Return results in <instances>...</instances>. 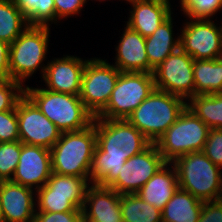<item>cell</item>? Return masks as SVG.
<instances>
[{
  "mask_svg": "<svg viewBox=\"0 0 222 222\" xmlns=\"http://www.w3.org/2000/svg\"><path fill=\"white\" fill-rule=\"evenodd\" d=\"M194 59L181 48L154 69L155 89L186 99L194 96Z\"/></svg>",
  "mask_w": 222,
  "mask_h": 222,
  "instance_id": "cell-10",
  "label": "cell"
},
{
  "mask_svg": "<svg viewBox=\"0 0 222 222\" xmlns=\"http://www.w3.org/2000/svg\"><path fill=\"white\" fill-rule=\"evenodd\" d=\"M28 26L13 0H0V40L11 44Z\"/></svg>",
  "mask_w": 222,
  "mask_h": 222,
  "instance_id": "cell-26",
  "label": "cell"
},
{
  "mask_svg": "<svg viewBox=\"0 0 222 222\" xmlns=\"http://www.w3.org/2000/svg\"><path fill=\"white\" fill-rule=\"evenodd\" d=\"M36 191L9 181H0V207L4 222H34Z\"/></svg>",
  "mask_w": 222,
  "mask_h": 222,
  "instance_id": "cell-16",
  "label": "cell"
},
{
  "mask_svg": "<svg viewBox=\"0 0 222 222\" xmlns=\"http://www.w3.org/2000/svg\"><path fill=\"white\" fill-rule=\"evenodd\" d=\"M173 19L170 16L155 32L145 37L146 54L149 61V73L159 66L171 53L180 48V36L174 39Z\"/></svg>",
  "mask_w": 222,
  "mask_h": 222,
  "instance_id": "cell-21",
  "label": "cell"
},
{
  "mask_svg": "<svg viewBox=\"0 0 222 222\" xmlns=\"http://www.w3.org/2000/svg\"><path fill=\"white\" fill-rule=\"evenodd\" d=\"M29 26L49 27L57 23L54 0H13Z\"/></svg>",
  "mask_w": 222,
  "mask_h": 222,
  "instance_id": "cell-27",
  "label": "cell"
},
{
  "mask_svg": "<svg viewBox=\"0 0 222 222\" xmlns=\"http://www.w3.org/2000/svg\"><path fill=\"white\" fill-rule=\"evenodd\" d=\"M89 183L90 177L61 175L52 172L45 186L52 191V194L73 195L83 205Z\"/></svg>",
  "mask_w": 222,
  "mask_h": 222,
  "instance_id": "cell-29",
  "label": "cell"
},
{
  "mask_svg": "<svg viewBox=\"0 0 222 222\" xmlns=\"http://www.w3.org/2000/svg\"><path fill=\"white\" fill-rule=\"evenodd\" d=\"M194 96L222 93V66L216 59L194 60Z\"/></svg>",
  "mask_w": 222,
  "mask_h": 222,
  "instance_id": "cell-23",
  "label": "cell"
},
{
  "mask_svg": "<svg viewBox=\"0 0 222 222\" xmlns=\"http://www.w3.org/2000/svg\"><path fill=\"white\" fill-rule=\"evenodd\" d=\"M54 3L57 20L80 14L82 7L85 6L84 0H54Z\"/></svg>",
  "mask_w": 222,
  "mask_h": 222,
  "instance_id": "cell-36",
  "label": "cell"
},
{
  "mask_svg": "<svg viewBox=\"0 0 222 222\" xmlns=\"http://www.w3.org/2000/svg\"><path fill=\"white\" fill-rule=\"evenodd\" d=\"M216 60L220 63V65L222 66V51L219 53V55L217 56Z\"/></svg>",
  "mask_w": 222,
  "mask_h": 222,
  "instance_id": "cell-39",
  "label": "cell"
},
{
  "mask_svg": "<svg viewBox=\"0 0 222 222\" xmlns=\"http://www.w3.org/2000/svg\"><path fill=\"white\" fill-rule=\"evenodd\" d=\"M198 222H222V200L204 201Z\"/></svg>",
  "mask_w": 222,
  "mask_h": 222,
  "instance_id": "cell-37",
  "label": "cell"
},
{
  "mask_svg": "<svg viewBox=\"0 0 222 222\" xmlns=\"http://www.w3.org/2000/svg\"><path fill=\"white\" fill-rule=\"evenodd\" d=\"M95 131L90 183L100 186H109L125 161L152 143L127 119L95 118Z\"/></svg>",
  "mask_w": 222,
  "mask_h": 222,
  "instance_id": "cell-1",
  "label": "cell"
},
{
  "mask_svg": "<svg viewBox=\"0 0 222 222\" xmlns=\"http://www.w3.org/2000/svg\"><path fill=\"white\" fill-rule=\"evenodd\" d=\"M220 200H222V171H221V195H220Z\"/></svg>",
  "mask_w": 222,
  "mask_h": 222,
  "instance_id": "cell-40",
  "label": "cell"
},
{
  "mask_svg": "<svg viewBox=\"0 0 222 222\" xmlns=\"http://www.w3.org/2000/svg\"><path fill=\"white\" fill-rule=\"evenodd\" d=\"M19 141L16 109L0 112V143Z\"/></svg>",
  "mask_w": 222,
  "mask_h": 222,
  "instance_id": "cell-33",
  "label": "cell"
},
{
  "mask_svg": "<svg viewBox=\"0 0 222 222\" xmlns=\"http://www.w3.org/2000/svg\"><path fill=\"white\" fill-rule=\"evenodd\" d=\"M121 71L100 58H90L84 67L79 97L96 117L107 105Z\"/></svg>",
  "mask_w": 222,
  "mask_h": 222,
  "instance_id": "cell-9",
  "label": "cell"
},
{
  "mask_svg": "<svg viewBox=\"0 0 222 222\" xmlns=\"http://www.w3.org/2000/svg\"><path fill=\"white\" fill-rule=\"evenodd\" d=\"M95 118L80 131L62 132L50 149L53 173L77 177H90L96 147Z\"/></svg>",
  "mask_w": 222,
  "mask_h": 222,
  "instance_id": "cell-2",
  "label": "cell"
},
{
  "mask_svg": "<svg viewBox=\"0 0 222 222\" xmlns=\"http://www.w3.org/2000/svg\"><path fill=\"white\" fill-rule=\"evenodd\" d=\"M170 166V167H169ZM179 188L177 171L172 163L161 167L136 193L145 202L162 210Z\"/></svg>",
  "mask_w": 222,
  "mask_h": 222,
  "instance_id": "cell-20",
  "label": "cell"
},
{
  "mask_svg": "<svg viewBox=\"0 0 222 222\" xmlns=\"http://www.w3.org/2000/svg\"><path fill=\"white\" fill-rule=\"evenodd\" d=\"M176 168L179 188L201 201L220 200L221 171L202 151L177 157Z\"/></svg>",
  "mask_w": 222,
  "mask_h": 222,
  "instance_id": "cell-5",
  "label": "cell"
},
{
  "mask_svg": "<svg viewBox=\"0 0 222 222\" xmlns=\"http://www.w3.org/2000/svg\"><path fill=\"white\" fill-rule=\"evenodd\" d=\"M23 86L10 78H0V112L16 109L18 101L25 95Z\"/></svg>",
  "mask_w": 222,
  "mask_h": 222,
  "instance_id": "cell-32",
  "label": "cell"
},
{
  "mask_svg": "<svg viewBox=\"0 0 222 222\" xmlns=\"http://www.w3.org/2000/svg\"><path fill=\"white\" fill-rule=\"evenodd\" d=\"M187 101L186 107L210 129H222V93L196 95Z\"/></svg>",
  "mask_w": 222,
  "mask_h": 222,
  "instance_id": "cell-24",
  "label": "cell"
},
{
  "mask_svg": "<svg viewBox=\"0 0 222 222\" xmlns=\"http://www.w3.org/2000/svg\"><path fill=\"white\" fill-rule=\"evenodd\" d=\"M120 198L108 186L90 184L82 207L83 222H123Z\"/></svg>",
  "mask_w": 222,
  "mask_h": 222,
  "instance_id": "cell-17",
  "label": "cell"
},
{
  "mask_svg": "<svg viewBox=\"0 0 222 222\" xmlns=\"http://www.w3.org/2000/svg\"><path fill=\"white\" fill-rule=\"evenodd\" d=\"M22 151V142L0 143V181L12 180L19 163Z\"/></svg>",
  "mask_w": 222,
  "mask_h": 222,
  "instance_id": "cell-30",
  "label": "cell"
},
{
  "mask_svg": "<svg viewBox=\"0 0 222 222\" xmlns=\"http://www.w3.org/2000/svg\"><path fill=\"white\" fill-rule=\"evenodd\" d=\"M114 66L121 72H147L149 61L146 54L145 37L126 25L117 47Z\"/></svg>",
  "mask_w": 222,
  "mask_h": 222,
  "instance_id": "cell-19",
  "label": "cell"
},
{
  "mask_svg": "<svg viewBox=\"0 0 222 222\" xmlns=\"http://www.w3.org/2000/svg\"><path fill=\"white\" fill-rule=\"evenodd\" d=\"M186 103L180 96L154 89L127 120L155 143L184 111Z\"/></svg>",
  "mask_w": 222,
  "mask_h": 222,
  "instance_id": "cell-4",
  "label": "cell"
},
{
  "mask_svg": "<svg viewBox=\"0 0 222 222\" xmlns=\"http://www.w3.org/2000/svg\"><path fill=\"white\" fill-rule=\"evenodd\" d=\"M10 44L0 40V78L9 77Z\"/></svg>",
  "mask_w": 222,
  "mask_h": 222,
  "instance_id": "cell-38",
  "label": "cell"
},
{
  "mask_svg": "<svg viewBox=\"0 0 222 222\" xmlns=\"http://www.w3.org/2000/svg\"><path fill=\"white\" fill-rule=\"evenodd\" d=\"M36 212L82 211L83 205L73 195L52 194L45 185L36 190Z\"/></svg>",
  "mask_w": 222,
  "mask_h": 222,
  "instance_id": "cell-28",
  "label": "cell"
},
{
  "mask_svg": "<svg viewBox=\"0 0 222 222\" xmlns=\"http://www.w3.org/2000/svg\"><path fill=\"white\" fill-rule=\"evenodd\" d=\"M154 89L152 73L121 72L106 107L94 118L127 119Z\"/></svg>",
  "mask_w": 222,
  "mask_h": 222,
  "instance_id": "cell-8",
  "label": "cell"
},
{
  "mask_svg": "<svg viewBox=\"0 0 222 222\" xmlns=\"http://www.w3.org/2000/svg\"><path fill=\"white\" fill-rule=\"evenodd\" d=\"M120 207L123 222H162L160 209L135 194H121Z\"/></svg>",
  "mask_w": 222,
  "mask_h": 222,
  "instance_id": "cell-25",
  "label": "cell"
},
{
  "mask_svg": "<svg viewBox=\"0 0 222 222\" xmlns=\"http://www.w3.org/2000/svg\"><path fill=\"white\" fill-rule=\"evenodd\" d=\"M34 222H83L82 211L36 212Z\"/></svg>",
  "mask_w": 222,
  "mask_h": 222,
  "instance_id": "cell-35",
  "label": "cell"
},
{
  "mask_svg": "<svg viewBox=\"0 0 222 222\" xmlns=\"http://www.w3.org/2000/svg\"><path fill=\"white\" fill-rule=\"evenodd\" d=\"M0 222H4V220H3V216H2L1 207H0Z\"/></svg>",
  "mask_w": 222,
  "mask_h": 222,
  "instance_id": "cell-41",
  "label": "cell"
},
{
  "mask_svg": "<svg viewBox=\"0 0 222 222\" xmlns=\"http://www.w3.org/2000/svg\"><path fill=\"white\" fill-rule=\"evenodd\" d=\"M170 0H133L127 26L143 37L152 35L171 14Z\"/></svg>",
  "mask_w": 222,
  "mask_h": 222,
  "instance_id": "cell-18",
  "label": "cell"
},
{
  "mask_svg": "<svg viewBox=\"0 0 222 222\" xmlns=\"http://www.w3.org/2000/svg\"><path fill=\"white\" fill-rule=\"evenodd\" d=\"M19 140L23 144L51 149L62 131L24 95L16 105Z\"/></svg>",
  "mask_w": 222,
  "mask_h": 222,
  "instance_id": "cell-13",
  "label": "cell"
},
{
  "mask_svg": "<svg viewBox=\"0 0 222 222\" xmlns=\"http://www.w3.org/2000/svg\"><path fill=\"white\" fill-rule=\"evenodd\" d=\"M49 27L28 26L20 36L10 44L9 77L23 83L41 68L42 76L46 66L49 44ZM42 63V64H41Z\"/></svg>",
  "mask_w": 222,
  "mask_h": 222,
  "instance_id": "cell-6",
  "label": "cell"
},
{
  "mask_svg": "<svg viewBox=\"0 0 222 222\" xmlns=\"http://www.w3.org/2000/svg\"><path fill=\"white\" fill-rule=\"evenodd\" d=\"M166 163L155 143H151L125 161L119 175L108 187L119 194H135Z\"/></svg>",
  "mask_w": 222,
  "mask_h": 222,
  "instance_id": "cell-12",
  "label": "cell"
},
{
  "mask_svg": "<svg viewBox=\"0 0 222 222\" xmlns=\"http://www.w3.org/2000/svg\"><path fill=\"white\" fill-rule=\"evenodd\" d=\"M25 95L62 132L80 131L93 123L94 116L86 109L79 95L26 86Z\"/></svg>",
  "mask_w": 222,
  "mask_h": 222,
  "instance_id": "cell-3",
  "label": "cell"
},
{
  "mask_svg": "<svg viewBox=\"0 0 222 222\" xmlns=\"http://www.w3.org/2000/svg\"><path fill=\"white\" fill-rule=\"evenodd\" d=\"M210 128L187 107L177 120L155 142L166 162L177 157L203 151Z\"/></svg>",
  "mask_w": 222,
  "mask_h": 222,
  "instance_id": "cell-7",
  "label": "cell"
},
{
  "mask_svg": "<svg viewBox=\"0 0 222 222\" xmlns=\"http://www.w3.org/2000/svg\"><path fill=\"white\" fill-rule=\"evenodd\" d=\"M180 4L181 11L189 18H212L222 10V0H180Z\"/></svg>",
  "mask_w": 222,
  "mask_h": 222,
  "instance_id": "cell-31",
  "label": "cell"
},
{
  "mask_svg": "<svg viewBox=\"0 0 222 222\" xmlns=\"http://www.w3.org/2000/svg\"><path fill=\"white\" fill-rule=\"evenodd\" d=\"M203 201L178 188L161 210L162 222H198Z\"/></svg>",
  "mask_w": 222,
  "mask_h": 222,
  "instance_id": "cell-22",
  "label": "cell"
},
{
  "mask_svg": "<svg viewBox=\"0 0 222 222\" xmlns=\"http://www.w3.org/2000/svg\"><path fill=\"white\" fill-rule=\"evenodd\" d=\"M51 173L50 149L22 143L19 163L11 181L36 191L46 184Z\"/></svg>",
  "mask_w": 222,
  "mask_h": 222,
  "instance_id": "cell-14",
  "label": "cell"
},
{
  "mask_svg": "<svg viewBox=\"0 0 222 222\" xmlns=\"http://www.w3.org/2000/svg\"><path fill=\"white\" fill-rule=\"evenodd\" d=\"M87 60L77 56L64 55L47 62L43 81L48 90L64 94L79 95L84 67Z\"/></svg>",
  "mask_w": 222,
  "mask_h": 222,
  "instance_id": "cell-15",
  "label": "cell"
},
{
  "mask_svg": "<svg viewBox=\"0 0 222 222\" xmlns=\"http://www.w3.org/2000/svg\"><path fill=\"white\" fill-rule=\"evenodd\" d=\"M180 36V48L194 60L216 59L222 51V23L211 18H189Z\"/></svg>",
  "mask_w": 222,
  "mask_h": 222,
  "instance_id": "cell-11",
  "label": "cell"
},
{
  "mask_svg": "<svg viewBox=\"0 0 222 222\" xmlns=\"http://www.w3.org/2000/svg\"><path fill=\"white\" fill-rule=\"evenodd\" d=\"M202 152L222 169V129L209 130Z\"/></svg>",
  "mask_w": 222,
  "mask_h": 222,
  "instance_id": "cell-34",
  "label": "cell"
}]
</instances>
